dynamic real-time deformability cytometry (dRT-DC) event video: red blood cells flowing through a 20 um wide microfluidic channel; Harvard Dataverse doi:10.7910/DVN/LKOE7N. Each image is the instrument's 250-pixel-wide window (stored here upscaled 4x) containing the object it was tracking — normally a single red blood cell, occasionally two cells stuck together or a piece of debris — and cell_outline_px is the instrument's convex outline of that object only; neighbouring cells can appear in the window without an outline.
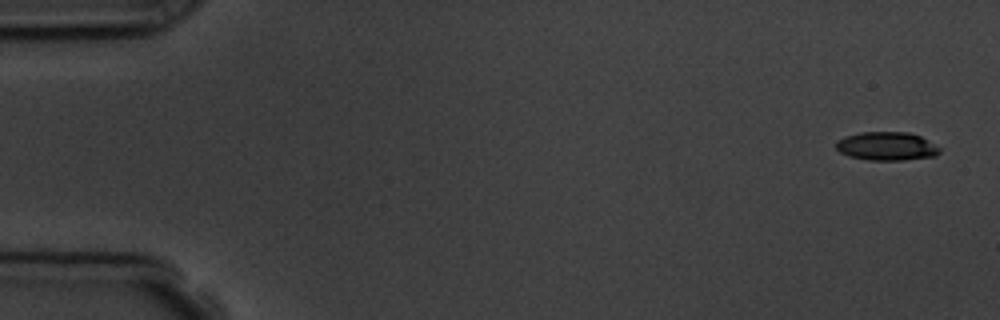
{"species": "common noctule bat (a hibernating species)", "species_latin": "Nyctalus noctula", "temperature_condition": "room temperature", "stored_images_in_passage": 6, "segment_of_instrument_passage": [1, 2], "camera_frame_rate_fps": 3000, "um_per_image_px": 0.085, "animal": {"sex": "male", "body_mass_g": 19.5, "forearm_length_mm": 54.6}, "frame": {"image": 1, "passage_image": 1, "time_ms": 0.0, "image_size_px": [1000, 320], "cell_outline_px": [[940, 152], [936, 156], [904, 160], [868, 160], [848, 156], [840, 152], [836, 148], [836, 140], [844, 136], [860, 132], [908, 132], [920, 136], [940, 148]], "centroid_in_image_um": [75.34, 12.43], "position_along_channel_um": 9.7, "area_um2": 17.28}}
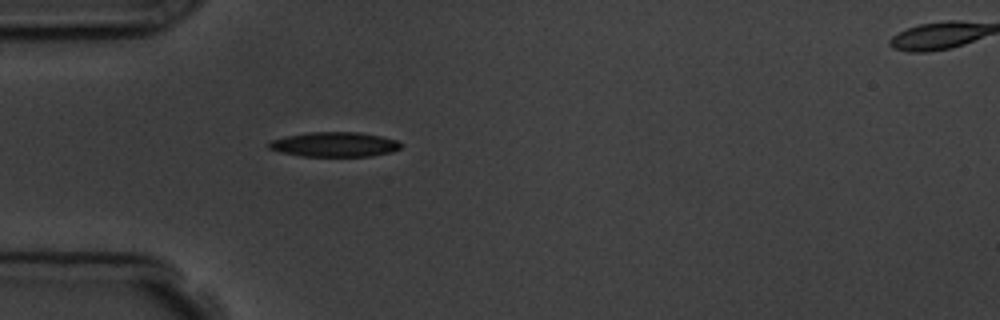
{"frame": {"image": 2, "passage_image": 5, "time_ms": 4.667, "image_size_px": [1000, 320], "cell_outline_px": [[404, 144], [400, 148], [392, 152], [372, 156], [300, 156], [280, 152], [268, 148], [268, 144], [272, 140], [288, 136], [308, 132], [360, 132], [380, 136], [396, 140]], "centroid_in_image_um": [28.46, 12.28], "position_along_channel_um": 56.5, "area_um2": 19.02}}